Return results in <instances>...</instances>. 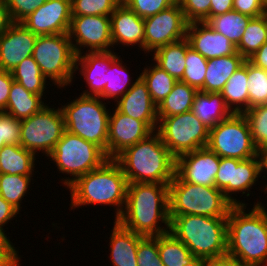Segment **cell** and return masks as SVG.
Instances as JSON below:
<instances>
[{
  "mask_svg": "<svg viewBox=\"0 0 267 266\" xmlns=\"http://www.w3.org/2000/svg\"><path fill=\"white\" fill-rule=\"evenodd\" d=\"M139 76L146 83L152 101L158 106L172 91L177 80L155 62L143 68Z\"/></svg>",
  "mask_w": 267,
  "mask_h": 266,
  "instance_id": "cell-34",
  "label": "cell"
},
{
  "mask_svg": "<svg viewBox=\"0 0 267 266\" xmlns=\"http://www.w3.org/2000/svg\"><path fill=\"white\" fill-rule=\"evenodd\" d=\"M76 56L68 33L39 35L32 53L41 73L58 89L72 84Z\"/></svg>",
  "mask_w": 267,
  "mask_h": 266,
  "instance_id": "cell-9",
  "label": "cell"
},
{
  "mask_svg": "<svg viewBox=\"0 0 267 266\" xmlns=\"http://www.w3.org/2000/svg\"><path fill=\"white\" fill-rule=\"evenodd\" d=\"M197 92L196 88L187 83L177 81L172 91L157 106L158 120L191 111Z\"/></svg>",
  "mask_w": 267,
  "mask_h": 266,
  "instance_id": "cell-31",
  "label": "cell"
},
{
  "mask_svg": "<svg viewBox=\"0 0 267 266\" xmlns=\"http://www.w3.org/2000/svg\"><path fill=\"white\" fill-rule=\"evenodd\" d=\"M178 0H122V3L145 19L176 4Z\"/></svg>",
  "mask_w": 267,
  "mask_h": 266,
  "instance_id": "cell-44",
  "label": "cell"
},
{
  "mask_svg": "<svg viewBox=\"0 0 267 266\" xmlns=\"http://www.w3.org/2000/svg\"><path fill=\"white\" fill-rule=\"evenodd\" d=\"M71 17V0H47L21 24L38 36L64 34L69 31Z\"/></svg>",
  "mask_w": 267,
  "mask_h": 266,
  "instance_id": "cell-16",
  "label": "cell"
},
{
  "mask_svg": "<svg viewBox=\"0 0 267 266\" xmlns=\"http://www.w3.org/2000/svg\"><path fill=\"white\" fill-rule=\"evenodd\" d=\"M0 227V250H17L13 243L7 237L6 230Z\"/></svg>",
  "mask_w": 267,
  "mask_h": 266,
  "instance_id": "cell-57",
  "label": "cell"
},
{
  "mask_svg": "<svg viewBox=\"0 0 267 266\" xmlns=\"http://www.w3.org/2000/svg\"><path fill=\"white\" fill-rule=\"evenodd\" d=\"M100 97H75L60 108L66 131L99 146L107 155V136L110 109Z\"/></svg>",
  "mask_w": 267,
  "mask_h": 266,
  "instance_id": "cell-7",
  "label": "cell"
},
{
  "mask_svg": "<svg viewBox=\"0 0 267 266\" xmlns=\"http://www.w3.org/2000/svg\"><path fill=\"white\" fill-rule=\"evenodd\" d=\"M207 147L219 157L245 160L256 157L257 148L244 114L233 113L209 129Z\"/></svg>",
  "mask_w": 267,
  "mask_h": 266,
  "instance_id": "cell-12",
  "label": "cell"
},
{
  "mask_svg": "<svg viewBox=\"0 0 267 266\" xmlns=\"http://www.w3.org/2000/svg\"><path fill=\"white\" fill-rule=\"evenodd\" d=\"M205 266H244L239 261L231 258L228 255L218 257V258H211L205 259Z\"/></svg>",
  "mask_w": 267,
  "mask_h": 266,
  "instance_id": "cell-55",
  "label": "cell"
},
{
  "mask_svg": "<svg viewBox=\"0 0 267 266\" xmlns=\"http://www.w3.org/2000/svg\"><path fill=\"white\" fill-rule=\"evenodd\" d=\"M195 257L227 255V218L200 215L170 216V230Z\"/></svg>",
  "mask_w": 267,
  "mask_h": 266,
  "instance_id": "cell-5",
  "label": "cell"
},
{
  "mask_svg": "<svg viewBox=\"0 0 267 266\" xmlns=\"http://www.w3.org/2000/svg\"><path fill=\"white\" fill-rule=\"evenodd\" d=\"M18 254L17 250H0V266H21Z\"/></svg>",
  "mask_w": 267,
  "mask_h": 266,
  "instance_id": "cell-52",
  "label": "cell"
},
{
  "mask_svg": "<svg viewBox=\"0 0 267 266\" xmlns=\"http://www.w3.org/2000/svg\"><path fill=\"white\" fill-rule=\"evenodd\" d=\"M47 0H5L13 23H21Z\"/></svg>",
  "mask_w": 267,
  "mask_h": 266,
  "instance_id": "cell-47",
  "label": "cell"
},
{
  "mask_svg": "<svg viewBox=\"0 0 267 266\" xmlns=\"http://www.w3.org/2000/svg\"><path fill=\"white\" fill-rule=\"evenodd\" d=\"M43 96L26 90L14 80L4 112L20 120L29 118L47 105Z\"/></svg>",
  "mask_w": 267,
  "mask_h": 266,
  "instance_id": "cell-27",
  "label": "cell"
},
{
  "mask_svg": "<svg viewBox=\"0 0 267 266\" xmlns=\"http://www.w3.org/2000/svg\"><path fill=\"white\" fill-rule=\"evenodd\" d=\"M186 39L190 47L207 60L229 56L236 52V46L227 37L213 30L206 22L189 23Z\"/></svg>",
  "mask_w": 267,
  "mask_h": 266,
  "instance_id": "cell-22",
  "label": "cell"
},
{
  "mask_svg": "<svg viewBox=\"0 0 267 266\" xmlns=\"http://www.w3.org/2000/svg\"><path fill=\"white\" fill-rule=\"evenodd\" d=\"M245 60L237 51L229 56L209 59L204 86L200 91L220 93L228 79L243 65Z\"/></svg>",
  "mask_w": 267,
  "mask_h": 266,
  "instance_id": "cell-25",
  "label": "cell"
},
{
  "mask_svg": "<svg viewBox=\"0 0 267 266\" xmlns=\"http://www.w3.org/2000/svg\"><path fill=\"white\" fill-rule=\"evenodd\" d=\"M190 46L185 38L156 49L152 61L165 70L169 75L180 81L186 68V50Z\"/></svg>",
  "mask_w": 267,
  "mask_h": 266,
  "instance_id": "cell-30",
  "label": "cell"
},
{
  "mask_svg": "<svg viewBox=\"0 0 267 266\" xmlns=\"http://www.w3.org/2000/svg\"><path fill=\"white\" fill-rule=\"evenodd\" d=\"M38 35L21 23H13L0 36V69L12 72L25 58L32 56Z\"/></svg>",
  "mask_w": 267,
  "mask_h": 266,
  "instance_id": "cell-19",
  "label": "cell"
},
{
  "mask_svg": "<svg viewBox=\"0 0 267 266\" xmlns=\"http://www.w3.org/2000/svg\"><path fill=\"white\" fill-rule=\"evenodd\" d=\"M191 111L209 129L233 114L227 107L221 93L202 91L196 93Z\"/></svg>",
  "mask_w": 267,
  "mask_h": 266,
  "instance_id": "cell-26",
  "label": "cell"
},
{
  "mask_svg": "<svg viewBox=\"0 0 267 266\" xmlns=\"http://www.w3.org/2000/svg\"><path fill=\"white\" fill-rule=\"evenodd\" d=\"M110 20L113 48L120 44L123 47L137 45L139 50L144 51L143 18L121 2L110 15Z\"/></svg>",
  "mask_w": 267,
  "mask_h": 266,
  "instance_id": "cell-23",
  "label": "cell"
},
{
  "mask_svg": "<svg viewBox=\"0 0 267 266\" xmlns=\"http://www.w3.org/2000/svg\"><path fill=\"white\" fill-rule=\"evenodd\" d=\"M256 157L258 160V165H259V173L260 177L262 176L261 174L264 172L265 174L267 173V146H263L257 149ZM265 187V188H264ZM263 190L264 193L267 194V184L264 186L263 185Z\"/></svg>",
  "mask_w": 267,
  "mask_h": 266,
  "instance_id": "cell-56",
  "label": "cell"
},
{
  "mask_svg": "<svg viewBox=\"0 0 267 266\" xmlns=\"http://www.w3.org/2000/svg\"><path fill=\"white\" fill-rule=\"evenodd\" d=\"M158 251L164 266H184L195 257L170 231L158 236Z\"/></svg>",
  "mask_w": 267,
  "mask_h": 266,
  "instance_id": "cell-36",
  "label": "cell"
},
{
  "mask_svg": "<svg viewBox=\"0 0 267 266\" xmlns=\"http://www.w3.org/2000/svg\"><path fill=\"white\" fill-rule=\"evenodd\" d=\"M137 266H164L158 251V236L143 237L137 248Z\"/></svg>",
  "mask_w": 267,
  "mask_h": 266,
  "instance_id": "cell-43",
  "label": "cell"
},
{
  "mask_svg": "<svg viewBox=\"0 0 267 266\" xmlns=\"http://www.w3.org/2000/svg\"><path fill=\"white\" fill-rule=\"evenodd\" d=\"M175 158L207 147L209 128L192 112L162 118L156 130Z\"/></svg>",
  "mask_w": 267,
  "mask_h": 266,
  "instance_id": "cell-10",
  "label": "cell"
},
{
  "mask_svg": "<svg viewBox=\"0 0 267 266\" xmlns=\"http://www.w3.org/2000/svg\"><path fill=\"white\" fill-rule=\"evenodd\" d=\"M121 112L145 122L153 131L158 127L157 105L152 101L146 83L138 76L134 85L114 105Z\"/></svg>",
  "mask_w": 267,
  "mask_h": 266,
  "instance_id": "cell-21",
  "label": "cell"
},
{
  "mask_svg": "<svg viewBox=\"0 0 267 266\" xmlns=\"http://www.w3.org/2000/svg\"><path fill=\"white\" fill-rule=\"evenodd\" d=\"M14 79L12 73L0 69V112H4Z\"/></svg>",
  "mask_w": 267,
  "mask_h": 266,
  "instance_id": "cell-49",
  "label": "cell"
},
{
  "mask_svg": "<svg viewBox=\"0 0 267 266\" xmlns=\"http://www.w3.org/2000/svg\"><path fill=\"white\" fill-rule=\"evenodd\" d=\"M247 60L267 71V41Z\"/></svg>",
  "mask_w": 267,
  "mask_h": 266,
  "instance_id": "cell-53",
  "label": "cell"
},
{
  "mask_svg": "<svg viewBox=\"0 0 267 266\" xmlns=\"http://www.w3.org/2000/svg\"><path fill=\"white\" fill-rule=\"evenodd\" d=\"M233 10V0H211L208 19Z\"/></svg>",
  "mask_w": 267,
  "mask_h": 266,
  "instance_id": "cell-51",
  "label": "cell"
},
{
  "mask_svg": "<svg viewBox=\"0 0 267 266\" xmlns=\"http://www.w3.org/2000/svg\"><path fill=\"white\" fill-rule=\"evenodd\" d=\"M259 177L257 157L245 160L220 157L219 169L215 176V187L223 191L224 196L233 205H247L245 201L236 199L234 195L242 192L243 195L246 194L244 196H250V189L252 186H256Z\"/></svg>",
  "mask_w": 267,
  "mask_h": 266,
  "instance_id": "cell-13",
  "label": "cell"
},
{
  "mask_svg": "<svg viewBox=\"0 0 267 266\" xmlns=\"http://www.w3.org/2000/svg\"><path fill=\"white\" fill-rule=\"evenodd\" d=\"M13 24L5 0H0V36Z\"/></svg>",
  "mask_w": 267,
  "mask_h": 266,
  "instance_id": "cell-54",
  "label": "cell"
},
{
  "mask_svg": "<svg viewBox=\"0 0 267 266\" xmlns=\"http://www.w3.org/2000/svg\"><path fill=\"white\" fill-rule=\"evenodd\" d=\"M109 115L107 157L114 159L129 146L147 138L154 131L143 121L136 120L112 108Z\"/></svg>",
  "mask_w": 267,
  "mask_h": 266,
  "instance_id": "cell-17",
  "label": "cell"
},
{
  "mask_svg": "<svg viewBox=\"0 0 267 266\" xmlns=\"http://www.w3.org/2000/svg\"><path fill=\"white\" fill-rule=\"evenodd\" d=\"M122 0H71L72 16H110Z\"/></svg>",
  "mask_w": 267,
  "mask_h": 266,
  "instance_id": "cell-42",
  "label": "cell"
},
{
  "mask_svg": "<svg viewBox=\"0 0 267 266\" xmlns=\"http://www.w3.org/2000/svg\"><path fill=\"white\" fill-rule=\"evenodd\" d=\"M128 182L120 165L108 159L101 167L77 178L67 187L70 191V207L99 205L112 206L115 220L123 212Z\"/></svg>",
  "mask_w": 267,
  "mask_h": 266,
  "instance_id": "cell-4",
  "label": "cell"
},
{
  "mask_svg": "<svg viewBox=\"0 0 267 266\" xmlns=\"http://www.w3.org/2000/svg\"><path fill=\"white\" fill-rule=\"evenodd\" d=\"M48 105L21 120L20 145L35 156L42 152L48 157L66 130L61 108Z\"/></svg>",
  "mask_w": 267,
  "mask_h": 266,
  "instance_id": "cell-11",
  "label": "cell"
},
{
  "mask_svg": "<svg viewBox=\"0 0 267 266\" xmlns=\"http://www.w3.org/2000/svg\"><path fill=\"white\" fill-rule=\"evenodd\" d=\"M117 57L118 54L114 52V49L113 52H84L76 56L75 73L79 70L78 73L84 78L88 88L81 95L103 98L106 73Z\"/></svg>",
  "mask_w": 267,
  "mask_h": 266,
  "instance_id": "cell-20",
  "label": "cell"
},
{
  "mask_svg": "<svg viewBox=\"0 0 267 266\" xmlns=\"http://www.w3.org/2000/svg\"><path fill=\"white\" fill-rule=\"evenodd\" d=\"M266 6L265 0H233V10L251 18L263 15Z\"/></svg>",
  "mask_w": 267,
  "mask_h": 266,
  "instance_id": "cell-48",
  "label": "cell"
},
{
  "mask_svg": "<svg viewBox=\"0 0 267 266\" xmlns=\"http://www.w3.org/2000/svg\"><path fill=\"white\" fill-rule=\"evenodd\" d=\"M21 120L0 112V150L6 144L20 145Z\"/></svg>",
  "mask_w": 267,
  "mask_h": 266,
  "instance_id": "cell-45",
  "label": "cell"
},
{
  "mask_svg": "<svg viewBox=\"0 0 267 266\" xmlns=\"http://www.w3.org/2000/svg\"><path fill=\"white\" fill-rule=\"evenodd\" d=\"M267 20V6H266V10L264 11V14H263Z\"/></svg>",
  "mask_w": 267,
  "mask_h": 266,
  "instance_id": "cell-59",
  "label": "cell"
},
{
  "mask_svg": "<svg viewBox=\"0 0 267 266\" xmlns=\"http://www.w3.org/2000/svg\"><path fill=\"white\" fill-rule=\"evenodd\" d=\"M68 35L76 55L113 51L110 16H72Z\"/></svg>",
  "mask_w": 267,
  "mask_h": 266,
  "instance_id": "cell-15",
  "label": "cell"
},
{
  "mask_svg": "<svg viewBox=\"0 0 267 266\" xmlns=\"http://www.w3.org/2000/svg\"><path fill=\"white\" fill-rule=\"evenodd\" d=\"M178 2L188 23L208 20L211 0H178Z\"/></svg>",
  "mask_w": 267,
  "mask_h": 266,
  "instance_id": "cell-46",
  "label": "cell"
},
{
  "mask_svg": "<svg viewBox=\"0 0 267 266\" xmlns=\"http://www.w3.org/2000/svg\"><path fill=\"white\" fill-rule=\"evenodd\" d=\"M220 93L232 113L243 114L249 109L247 60L228 79Z\"/></svg>",
  "mask_w": 267,
  "mask_h": 266,
  "instance_id": "cell-28",
  "label": "cell"
},
{
  "mask_svg": "<svg viewBox=\"0 0 267 266\" xmlns=\"http://www.w3.org/2000/svg\"><path fill=\"white\" fill-rule=\"evenodd\" d=\"M234 205L227 217V255L244 266H267V208ZM248 212V213H247Z\"/></svg>",
  "mask_w": 267,
  "mask_h": 266,
  "instance_id": "cell-2",
  "label": "cell"
},
{
  "mask_svg": "<svg viewBox=\"0 0 267 266\" xmlns=\"http://www.w3.org/2000/svg\"><path fill=\"white\" fill-rule=\"evenodd\" d=\"M256 148L267 146V104L256 105L243 113Z\"/></svg>",
  "mask_w": 267,
  "mask_h": 266,
  "instance_id": "cell-41",
  "label": "cell"
},
{
  "mask_svg": "<svg viewBox=\"0 0 267 266\" xmlns=\"http://www.w3.org/2000/svg\"><path fill=\"white\" fill-rule=\"evenodd\" d=\"M116 221L144 237L169 232L168 184L128 183L125 206Z\"/></svg>",
  "mask_w": 267,
  "mask_h": 266,
  "instance_id": "cell-1",
  "label": "cell"
},
{
  "mask_svg": "<svg viewBox=\"0 0 267 266\" xmlns=\"http://www.w3.org/2000/svg\"><path fill=\"white\" fill-rule=\"evenodd\" d=\"M169 215H200L227 218L234 206L216 187L191 184L176 173L168 184Z\"/></svg>",
  "mask_w": 267,
  "mask_h": 266,
  "instance_id": "cell-6",
  "label": "cell"
},
{
  "mask_svg": "<svg viewBox=\"0 0 267 266\" xmlns=\"http://www.w3.org/2000/svg\"><path fill=\"white\" fill-rule=\"evenodd\" d=\"M36 156L21 145H4L0 150V174L33 176Z\"/></svg>",
  "mask_w": 267,
  "mask_h": 266,
  "instance_id": "cell-29",
  "label": "cell"
},
{
  "mask_svg": "<svg viewBox=\"0 0 267 266\" xmlns=\"http://www.w3.org/2000/svg\"><path fill=\"white\" fill-rule=\"evenodd\" d=\"M267 41V20L264 15L250 19L236 51L246 60Z\"/></svg>",
  "mask_w": 267,
  "mask_h": 266,
  "instance_id": "cell-37",
  "label": "cell"
},
{
  "mask_svg": "<svg viewBox=\"0 0 267 266\" xmlns=\"http://www.w3.org/2000/svg\"><path fill=\"white\" fill-rule=\"evenodd\" d=\"M113 223L109 237L110 264L113 266H137V248L139 241L144 236L124 228L116 220Z\"/></svg>",
  "mask_w": 267,
  "mask_h": 266,
  "instance_id": "cell-24",
  "label": "cell"
},
{
  "mask_svg": "<svg viewBox=\"0 0 267 266\" xmlns=\"http://www.w3.org/2000/svg\"><path fill=\"white\" fill-rule=\"evenodd\" d=\"M208 60L192 47L186 50V68L180 81L200 91L204 86Z\"/></svg>",
  "mask_w": 267,
  "mask_h": 266,
  "instance_id": "cell-39",
  "label": "cell"
},
{
  "mask_svg": "<svg viewBox=\"0 0 267 266\" xmlns=\"http://www.w3.org/2000/svg\"><path fill=\"white\" fill-rule=\"evenodd\" d=\"M34 176L0 174V196L19 213L23 198L27 196Z\"/></svg>",
  "mask_w": 267,
  "mask_h": 266,
  "instance_id": "cell-38",
  "label": "cell"
},
{
  "mask_svg": "<svg viewBox=\"0 0 267 266\" xmlns=\"http://www.w3.org/2000/svg\"><path fill=\"white\" fill-rule=\"evenodd\" d=\"M188 22L179 2L144 19V53L186 38ZM151 52V53H149Z\"/></svg>",
  "mask_w": 267,
  "mask_h": 266,
  "instance_id": "cell-14",
  "label": "cell"
},
{
  "mask_svg": "<svg viewBox=\"0 0 267 266\" xmlns=\"http://www.w3.org/2000/svg\"><path fill=\"white\" fill-rule=\"evenodd\" d=\"M250 19L251 17L249 16L231 10L224 14L209 18L206 23L213 30L227 37L234 46H237Z\"/></svg>",
  "mask_w": 267,
  "mask_h": 266,
  "instance_id": "cell-32",
  "label": "cell"
},
{
  "mask_svg": "<svg viewBox=\"0 0 267 266\" xmlns=\"http://www.w3.org/2000/svg\"><path fill=\"white\" fill-rule=\"evenodd\" d=\"M114 160L128 183L169 184L175 176L176 158L157 131L124 149Z\"/></svg>",
  "mask_w": 267,
  "mask_h": 266,
  "instance_id": "cell-3",
  "label": "cell"
},
{
  "mask_svg": "<svg viewBox=\"0 0 267 266\" xmlns=\"http://www.w3.org/2000/svg\"><path fill=\"white\" fill-rule=\"evenodd\" d=\"M184 266H205V259L200 257H194L188 264Z\"/></svg>",
  "mask_w": 267,
  "mask_h": 266,
  "instance_id": "cell-58",
  "label": "cell"
},
{
  "mask_svg": "<svg viewBox=\"0 0 267 266\" xmlns=\"http://www.w3.org/2000/svg\"><path fill=\"white\" fill-rule=\"evenodd\" d=\"M119 55L111 64L106 73V85L103 90V100L113 99L116 103L134 85L127 66L123 64ZM126 66V67H125ZM128 70V71H127ZM132 83V84H131Z\"/></svg>",
  "mask_w": 267,
  "mask_h": 266,
  "instance_id": "cell-33",
  "label": "cell"
},
{
  "mask_svg": "<svg viewBox=\"0 0 267 266\" xmlns=\"http://www.w3.org/2000/svg\"><path fill=\"white\" fill-rule=\"evenodd\" d=\"M249 108L267 104V71L247 60Z\"/></svg>",
  "mask_w": 267,
  "mask_h": 266,
  "instance_id": "cell-40",
  "label": "cell"
},
{
  "mask_svg": "<svg viewBox=\"0 0 267 266\" xmlns=\"http://www.w3.org/2000/svg\"><path fill=\"white\" fill-rule=\"evenodd\" d=\"M11 73L13 79L26 90L38 95L46 94L45 89L47 91V86L51 82L41 73L39 65L32 56L20 62Z\"/></svg>",
  "mask_w": 267,
  "mask_h": 266,
  "instance_id": "cell-35",
  "label": "cell"
},
{
  "mask_svg": "<svg viewBox=\"0 0 267 266\" xmlns=\"http://www.w3.org/2000/svg\"><path fill=\"white\" fill-rule=\"evenodd\" d=\"M17 214H19V212L0 196V227L3 228L5 225L7 226Z\"/></svg>",
  "mask_w": 267,
  "mask_h": 266,
  "instance_id": "cell-50",
  "label": "cell"
},
{
  "mask_svg": "<svg viewBox=\"0 0 267 266\" xmlns=\"http://www.w3.org/2000/svg\"><path fill=\"white\" fill-rule=\"evenodd\" d=\"M47 159L53 161L58 172L70 175L61 178L67 188L77 178L101 167L109 158L99 146L65 130Z\"/></svg>",
  "mask_w": 267,
  "mask_h": 266,
  "instance_id": "cell-8",
  "label": "cell"
},
{
  "mask_svg": "<svg viewBox=\"0 0 267 266\" xmlns=\"http://www.w3.org/2000/svg\"><path fill=\"white\" fill-rule=\"evenodd\" d=\"M219 164L220 157L203 147L176 158L175 173L188 183L215 187Z\"/></svg>",
  "mask_w": 267,
  "mask_h": 266,
  "instance_id": "cell-18",
  "label": "cell"
}]
</instances>
